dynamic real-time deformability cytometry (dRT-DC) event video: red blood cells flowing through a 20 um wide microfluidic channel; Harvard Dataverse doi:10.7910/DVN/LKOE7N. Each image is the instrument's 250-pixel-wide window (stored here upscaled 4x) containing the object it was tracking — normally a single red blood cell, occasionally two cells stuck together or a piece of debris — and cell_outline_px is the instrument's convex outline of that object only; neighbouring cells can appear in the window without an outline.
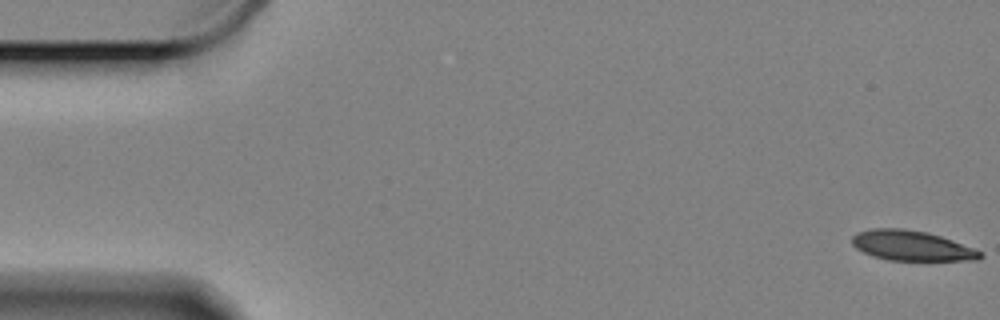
{"species": "Egyptian fruit bat (a non-hibernating species)", "species_latin": "Rousettus aegyptiacus", "temperature_condition": "cold", "stored_images_in_passage": 61, "camera_frame_rate_fps": 3000, "um_per_image_px": 0.085, "animal": {"sex": "female"}, "frame": {"image": 1, "passage_image": 1, "time_ms": 0.0, "image_size_px": [1000, 320], "cell_outline_px": [[984, 256], [980, 260], [888, 260], [872, 256], [856, 248], [852, 244], [852, 236], [856, 232], [872, 228], [904, 228], [928, 232], [952, 240], [984, 252]], "centroid_in_image_um": [77.49, 20.88], "position_along_channel_um": 7.5, "area_um2": 22.6}}
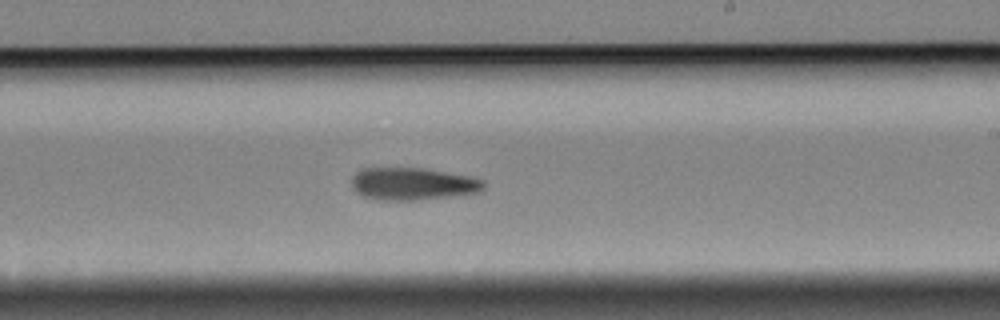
{"frame": {"image": 2, "passage_image": 35, "time_ms": 11.333, "image_size_px": [1000, 320], "cell_outline_px": [[488, 184], [480, 192], [416, 200], [380, 200], [364, 196], [356, 192], [352, 188], [352, 176], [360, 168], [424, 168], [472, 176], [484, 180]], "centroid_in_image_um": [35.1, 15.61], "position_along_channel_um": 253.9, "area_um2": 25.14}}
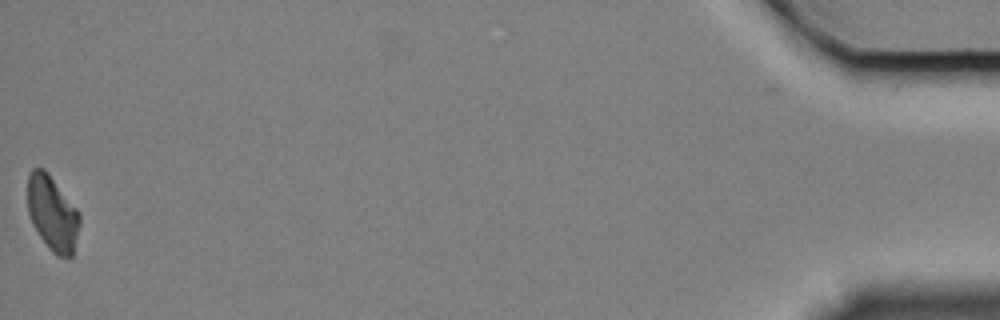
{"frame": {"image": 3, "passage_image": 60, "time_ms": 19.667, "image_size_px": [1000, 320], "cell_outline_px": [[80, 224], [72, 256], [56, 256], [48, 248], [32, 224], [28, 212], [28, 172], [32, 168], [44, 168], [48, 172], [80, 212]], "centroid_in_image_um": [4.45, 18.11], "position_along_channel_um": 430.7, "area_um2": 22.83}, "authors_computed_cell_mechanics": {"area_um2": 24.6806, "velocity_mm_per_s": 3.3018, "shape_relaxation_time_tau1_ms": 9.6411, "shape_relaxation_time_tau2_ms": null, "deformation_change_tau1": 0.1753, "deformation_change_tau2": null}}